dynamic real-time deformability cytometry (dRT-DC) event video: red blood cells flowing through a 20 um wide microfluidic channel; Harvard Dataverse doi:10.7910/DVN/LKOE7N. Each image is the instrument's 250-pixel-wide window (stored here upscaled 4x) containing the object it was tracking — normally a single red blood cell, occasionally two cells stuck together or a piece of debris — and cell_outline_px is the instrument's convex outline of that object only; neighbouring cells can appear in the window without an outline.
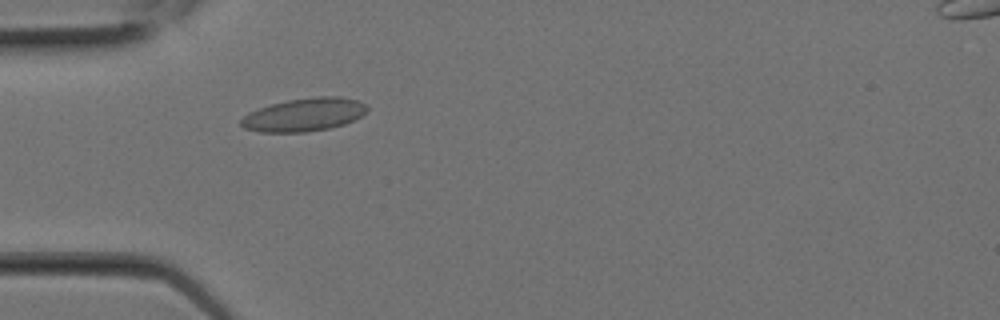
{"species": "Egyptian fruit bat (a non-hibernating species)", "species_latin": "Rousettus aegyptiacus", "temperature_condition": "room temperature", "stored_images_in_passage": 3, "camera_frame_rate_fps": 3000, "um_per_image_px": 0.085, "animal": {"sex": "female"}, "frame": {"image": 1, "passage_image": 2, "time_ms": 0.333, "image_size_px": [1000, 320], "cell_outline_px": [[368, 112], [344, 124], [328, 128], [304, 132], [260, 132], [244, 128], [240, 124], [240, 120], [248, 112], [272, 104], [288, 100], [320, 96], [336, 96], [356, 100], [364, 104], [368, 108]], "centroid_in_image_um": [25.83, 9.75], "position_along_channel_um": 59.2, "area_um2": 24.1}}